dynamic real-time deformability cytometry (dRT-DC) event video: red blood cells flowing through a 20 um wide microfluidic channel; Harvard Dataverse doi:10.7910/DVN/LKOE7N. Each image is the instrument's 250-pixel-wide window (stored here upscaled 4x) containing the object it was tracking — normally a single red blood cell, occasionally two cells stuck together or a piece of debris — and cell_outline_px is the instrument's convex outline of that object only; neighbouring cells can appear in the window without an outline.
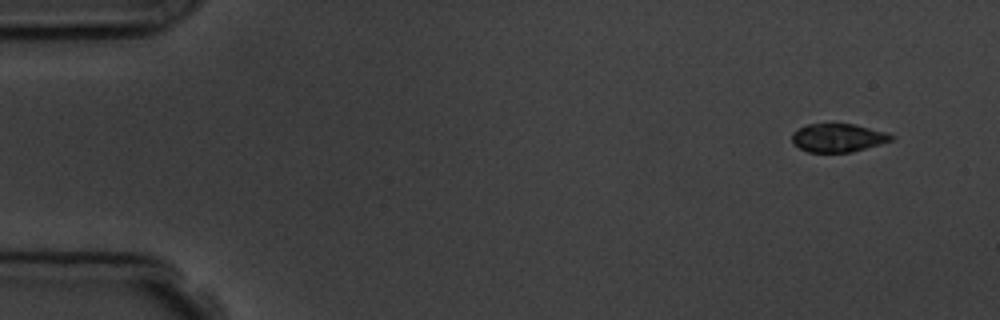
{"species": "common noctule bat (a hibernating species)", "species_latin": "Nyctalus noctula", "temperature_condition": "room temperature", "stored_images_in_passage": 5, "camera_frame_rate_fps": 3000, "um_per_image_px": 0.085, "animal": {"sex": "male", "body_mass_g": 19.5, "forearm_length_mm": 54.6}, "frame": {"image": 1, "passage_image": 1, "time_ms": 0.0, "image_size_px": [1000, 320], "cell_outline_px": [[896, 136], [892, 140], [880, 144], [852, 152], [808, 152], [792, 144], [792, 132], [808, 124], [852, 124], [884, 132]], "centroid_in_image_um": [71.2, 11.72], "position_along_channel_um": 13.8, "area_um2": 16.24}}
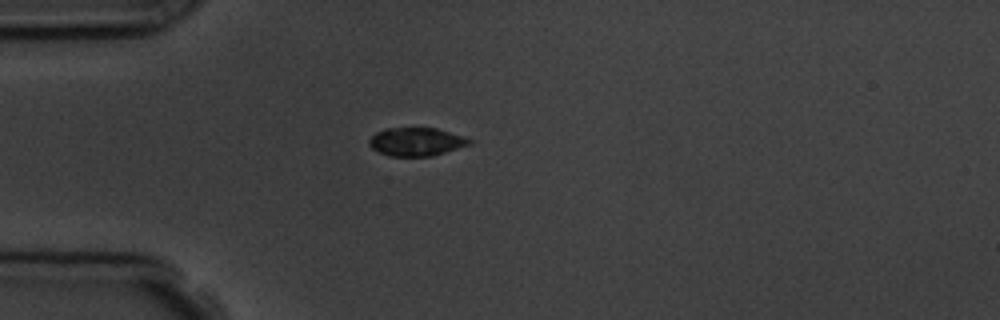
{"frame": {"image": 2, "passage_image": 4, "time_ms": 3.667, "image_size_px": [1000, 320], "cell_outline_px": [[472, 144], [432, 156], [388, 156], [372, 148], [368, 144], [368, 140], [376, 132], [384, 128], [436, 128], [472, 140]], "centroid_in_image_um": [35.35, 12.05], "position_along_channel_um": 49.7, "area_um2": 16.42}}